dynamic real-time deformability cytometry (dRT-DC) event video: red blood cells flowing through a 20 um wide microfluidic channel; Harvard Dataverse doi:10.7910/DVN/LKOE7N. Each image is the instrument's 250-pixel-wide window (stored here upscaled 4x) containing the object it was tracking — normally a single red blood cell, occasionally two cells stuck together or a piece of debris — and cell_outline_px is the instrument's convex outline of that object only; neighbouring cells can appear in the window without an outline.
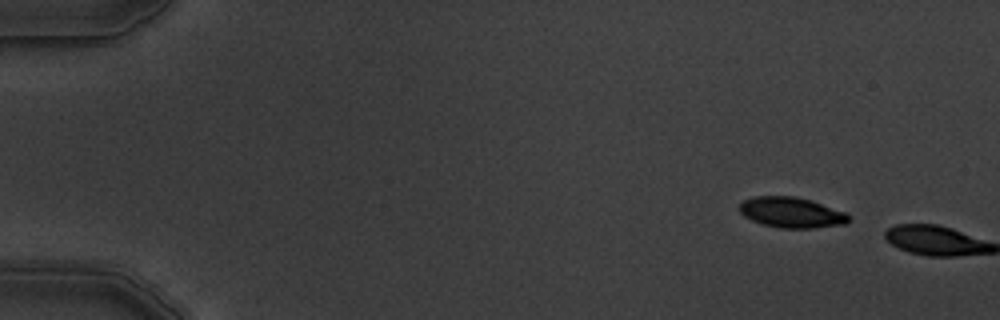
{"species": "common noctule bat (a hibernating species)", "species_latin": "Nyctalus noctula", "temperature_condition": "warm", "stored_images_in_passage": 2, "camera_frame_rate_fps": 3000, "um_per_image_px": 0.085, "animal": {"sex": "male", "body_mass_g": 19.5, "forearm_length_mm": 54.6}, "frame": {"image": 1, "passage_image": 1, "time_ms": 0.0, "image_size_px": [1000, 320], "cell_outline_px": [[852, 220], [844, 224], [812, 228], [780, 228], [764, 224], [752, 220], [744, 216], [740, 212], [740, 204], [744, 200], [752, 196], [796, 196], [848, 212], [852, 216]], "centroid_in_image_um": [67.33, 18.06], "position_along_channel_um": 17.7, "area_um2": 19.54}}